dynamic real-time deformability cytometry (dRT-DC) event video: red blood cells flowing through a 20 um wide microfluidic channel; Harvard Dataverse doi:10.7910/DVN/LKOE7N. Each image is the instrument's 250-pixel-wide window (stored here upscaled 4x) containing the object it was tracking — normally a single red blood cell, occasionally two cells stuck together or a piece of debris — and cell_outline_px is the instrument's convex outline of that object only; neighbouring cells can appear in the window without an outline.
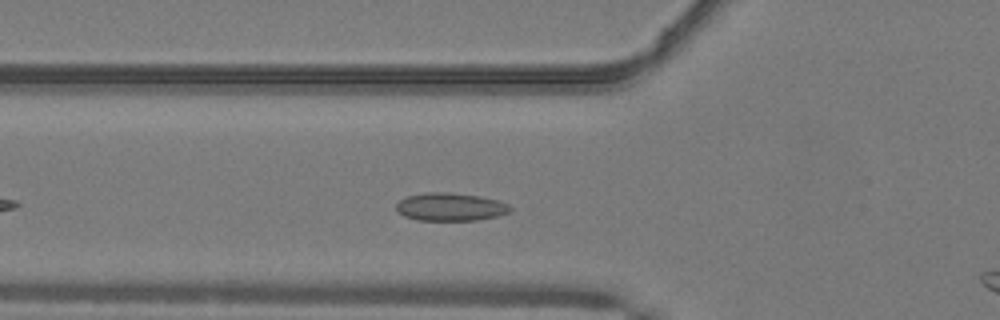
{"species": "common noctule bat (a hibernating species)", "species_latin": "Nyctalus noctula", "temperature_condition": "warm", "stored_images_in_passage": 32, "camera_frame_rate_fps": 3000, "um_per_image_px": 0.085, "animal": {"sex": "male", "body_mass_g": 19.2, "forearm_length_mm": 51.8}, "frame": {"image": 1, "passage_image": 7, "time_ms": 2.0, "image_size_px": [1000, 320], "cell_outline_px": [[512, 212], [496, 216], [476, 220], [416, 220], [404, 216], [396, 208], [396, 204], [400, 200], [408, 196], [428, 192], [448, 192], [480, 196], [496, 200], [508, 204], [512, 208]], "centroid_in_image_um": [38.3, 17.58], "position_along_channel_um": 87.5, "area_um2": 18.5}}
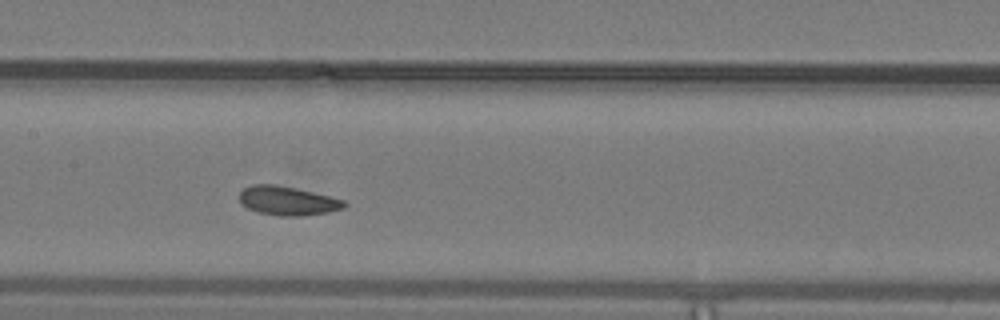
{"frame": {"image": 2, "passage_image": 14, "time_ms": 4.333, "image_size_px": [1000, 320], "cell_outline_px": [[348, 204], [344, 208], [328, 212], [300, 216], [280, 216], [260, 212], [248, 208], [240, 200], [240, 192], [244, 188], [252, 184], [276, 184], [312, 192], [344, 200]], "centroid_in_image_um": [24.46, 17.06], "position_along_channel_um": 182.9, "area_um2": 17.46}}
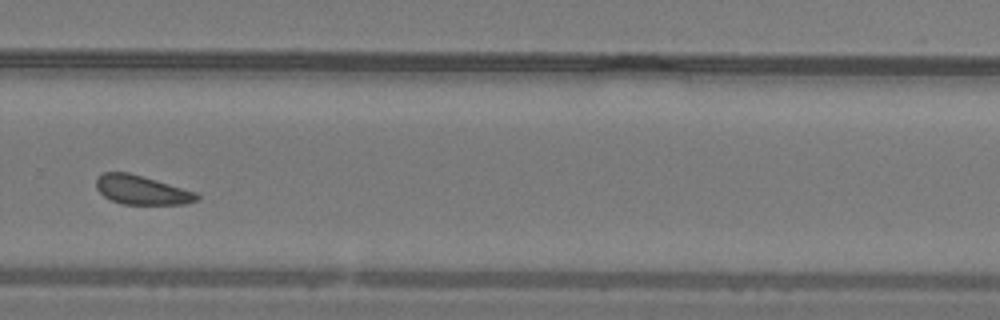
{"frame": {"image": 3, "passage_image": 24, "time_ms": 7.667, "image_size_px": [1000, 320], "cell_outline_px": [[200, 200], [188, 204], [124, 204], [112, 200], [104, 196], [96, 188], [96, 180], [104, 172], [128, 172], [156, 180], [196, 192], [200, 196]], "centroid_in_image_um": [12.08, 16.16], "position_along_channel_um": 317.7, "area_um2": 16.94}, "authors_computed_cell_mechanics": {"area_um2": 17.6868, "velocity_mm_per_s": 4.0633, "shape_relaxation_time_tau1_ms": null, "shape_relaxation_time_tau2_ms": 3.691, "deformation_change_tau1": null, "deformation_change_tau2": 0.0906}}